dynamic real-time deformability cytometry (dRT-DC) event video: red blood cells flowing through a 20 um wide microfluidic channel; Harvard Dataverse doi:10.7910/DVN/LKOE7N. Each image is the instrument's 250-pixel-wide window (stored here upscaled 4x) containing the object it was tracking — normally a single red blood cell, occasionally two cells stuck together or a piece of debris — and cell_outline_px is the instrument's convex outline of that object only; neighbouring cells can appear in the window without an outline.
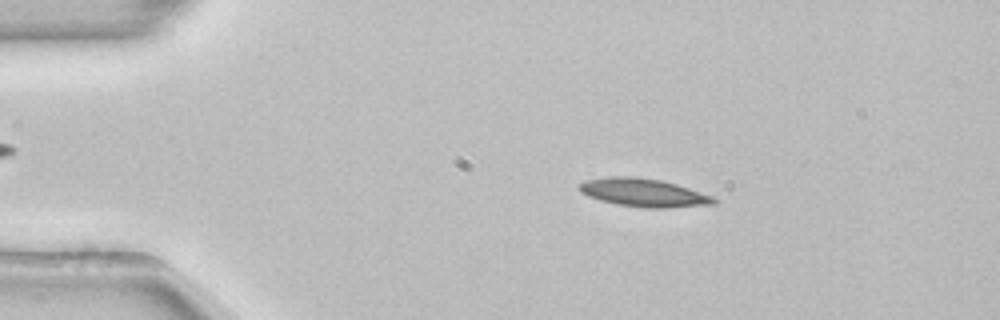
{"species": "common noctule bat (a hibernating species)", "species_latin": "Nyctalus noctula", "temperature_condition": "room temperature", "stored_images_in_passage": 52, "camera_frame_rate_fps": 3000, "um_per_image_px": 0.085, "animal": {"sex": "female", "body_mass_g": 22.7, "forearm_length_mm": 54.2}, "frame": {"image": 1, "passage_image": 9, "time_ms": 2.667, "image_size_px": [1000, 320], "cell_outline_px": [[720, 200], [716, 204], [668, 208], [644, 208], [616, 204], [600, 200], [588, 196], [580, 192], [576, 188], [576, 184], [584, 180], [612, 176], [632, 176], [660, 180], [676, 184], [712, 196]], "centroid_in_image_um": [54.67, 16.38], "position_along_channel_um": 30.3, "area_um2": 22.37}}
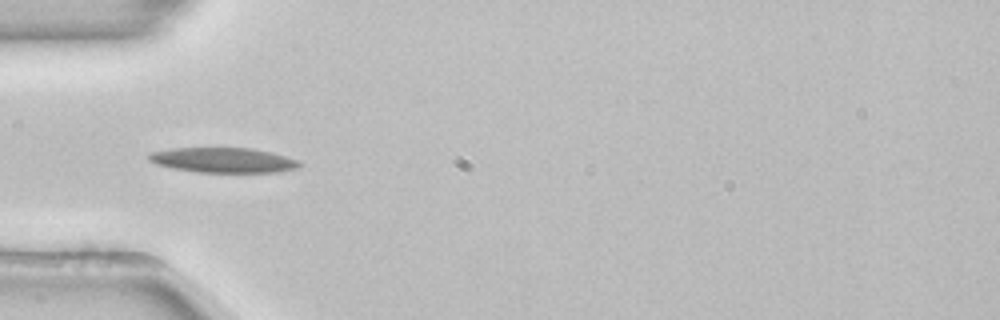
{"frame": {"image": 2, "passage_image": 16, "time_ms": 5.0, "image_size_px": [1000, 320], "cell_outline_px": [[304, 164], [296, 168], [280, 172], [196, 172], [172, 168], [156, 164], [148, 160], [148, 152], [172, 148], [252, 148], [284, 156], [296, 160]], "centroid_in_image_um": [18.92, 13.61], "position_along_channel_um": 66.1, "area_um2": 21.91}}
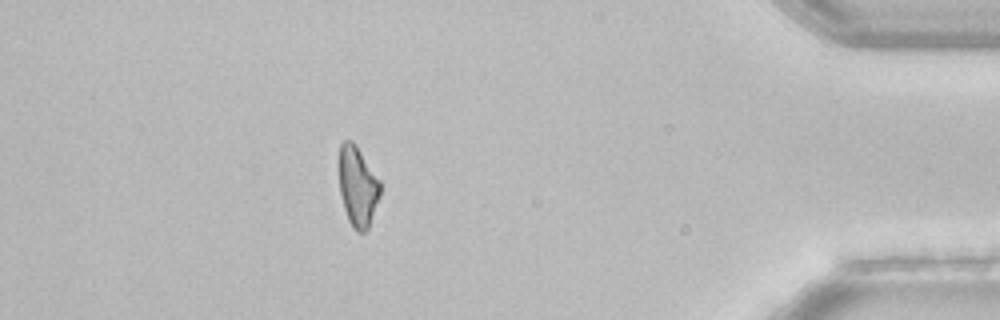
{"frame": {"image": 3, "passage_image": 46, "time_ms": 15.0, "image_size_px": [1000, 320], "cell_outline_px": [[380, 196], [368, 228], [364, 232], [356, 232], [352, 228], [348, 220], [344, 208], [340, 192], [340, 144], [344, 140], [352, 140], [380, 180]], "centroid_in_image_um": [30.41, 15.88], "position_along_channel_um": 404.8, "area_um2": 18.96}, "authors_computed_cell_mechanics": {"area_um2": 20.808, "velocity_mm_per_s": 3.8854, "shape_relaxation_time_tau1_ms": 3.9283, "shape_relaxation_time_tau2_ms": null, "deformation_change_tau1": 0.1237, "deformation_change_tau2": null}}